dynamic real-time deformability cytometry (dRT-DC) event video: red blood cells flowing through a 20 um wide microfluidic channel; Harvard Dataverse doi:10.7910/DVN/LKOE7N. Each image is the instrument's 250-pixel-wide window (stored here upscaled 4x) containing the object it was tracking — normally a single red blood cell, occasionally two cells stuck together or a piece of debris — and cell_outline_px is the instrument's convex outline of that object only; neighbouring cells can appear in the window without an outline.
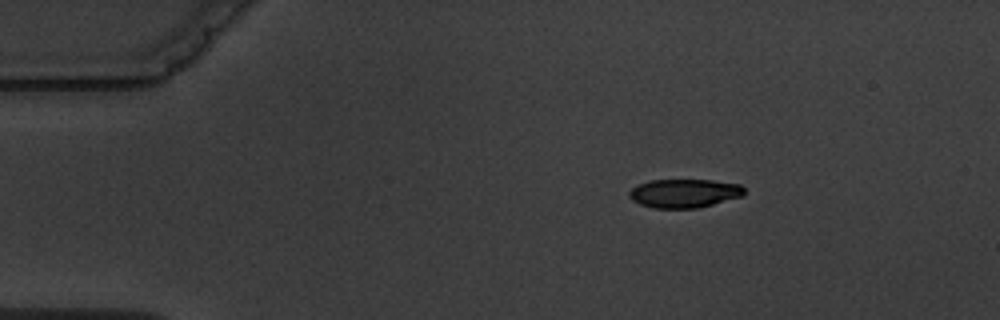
{"species": "common noctule bat (a hibernating species)", "species_latin": "Nyctalus noctula", "temperature_condition": "warm", "stored_images_in_passage": 4, "camera_frame_rate_fps": 3000, "um_per_image_px": 0.085, "animal": {"sex": "male", "body_mass_g": 19.5, "forearm_length_mm": 54.6}, "frame": {"image": 1, "passage_image": 2, "time_ms": 1.0, "image_size_px": [1000, 320], "cell_outline_px": [[744, 192], [740, 196], [712, 204], [696, 208], [652, 208], [640, 204], [632, 200], [628, 196], [628, 192], [632, 188], [640, 184], [652, 180], [712, 180], [740, 184], [744, 188]], "centroid_in_image_um": [58.12, 16.43], "position_along_channel_um": 26.9, "area_um2": 19.02}}